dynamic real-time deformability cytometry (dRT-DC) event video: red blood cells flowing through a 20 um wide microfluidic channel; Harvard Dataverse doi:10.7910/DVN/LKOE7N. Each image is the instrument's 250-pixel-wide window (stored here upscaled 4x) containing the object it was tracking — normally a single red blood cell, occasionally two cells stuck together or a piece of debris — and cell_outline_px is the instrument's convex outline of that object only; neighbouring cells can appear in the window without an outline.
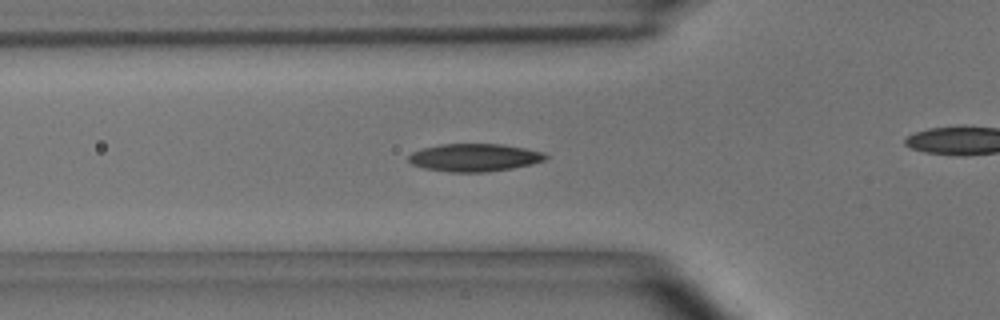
{"species": "common noctule bat (a hibernating species)", "species_latin": "Nyctalus noctula", "temperature_condition": "room temperature", "stored_images_in_passage": 37, "camera_frame_rate_fps": 3000, "um_per_image_px": 0.085, "animal": {"sex": "male", "body_mass_g": 15.6}, "frame": {"image": 1, "passage_image": 11, "time_ms": 3.333, "image_size_px": [1000, 320], "cell_outline_px": [[548, 156], [544, 160], [532, 164], [512, 168], [488, 172], [448, 172], [424, 168], [412, 164], [408, 160], [408, 156], [412, 152], [420, 148], [440, 144], [500, 144], [524, 148], [544, 152]], "centroid_in_image_um": [40.3, 13.39], "position_along_channel_um": 85.5, "area_um2": 22.25}}